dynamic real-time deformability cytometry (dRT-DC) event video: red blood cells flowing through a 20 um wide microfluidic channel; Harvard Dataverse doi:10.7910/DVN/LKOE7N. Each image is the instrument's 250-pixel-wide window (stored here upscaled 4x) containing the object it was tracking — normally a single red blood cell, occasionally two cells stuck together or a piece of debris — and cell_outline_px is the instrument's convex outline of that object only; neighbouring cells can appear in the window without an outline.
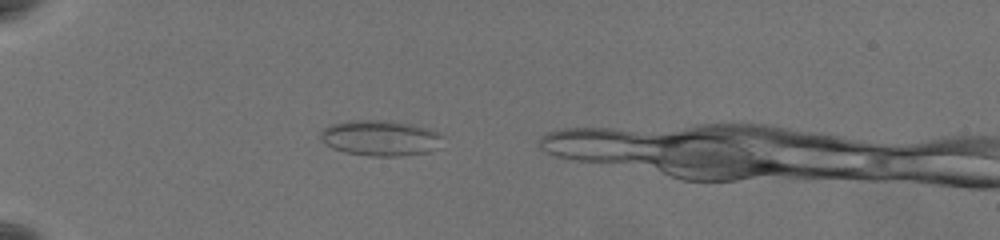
{"species": "common noctule bat (a hibernating species)", "species_latin": "Nyctalus noctula", "temperature_condition": "warm", "stored_images_in_passage": 35, "camera_frame_rate_fps": 3000, "um_per_image_px": 0.085, "animal": {"sex": "female", "body_mass_g": 19.5, "forearm_length_mm": 54.1}, "frame": {"image": 1, "passage_image": 1, "time_ms": 0.0, "image_size_px": [1000, 240], "cell_outline_px": [[440, 136], [436, 148], [428, 152], [400, 156], [372, 156], [344, 152], [332, 148], [320, 140], [320, 132], [324, 128], [332, 124], [352, 120], [392, 120], [428, 128], [436, 132]], "centroid_in_image_um": [32.26, 11.73], "position_along_channel_um": 52.7, "area_um2": 25.14}}
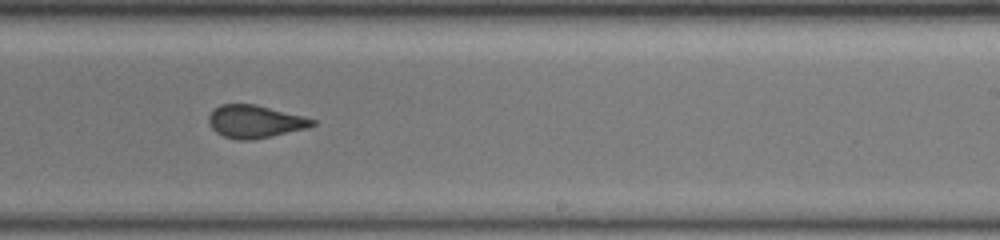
{"frame": {"image": 2, "passage_image": 21, "time_ms": 6.667, "image_size_px": [1000, 240], "cell_outline_px": [[316, 124], [308, 128], [272, 136], [252, 140], [236, 140], [224, 136], [216, 132], [212, 128], [208, 120], [208, 116], [220, 104], [256, 104], [304, 116], [316, 120]], "centroid_in_image_um": [21.69, 10.33], "position_along_channel_um": 267.3, "area_um2": 19.83}}
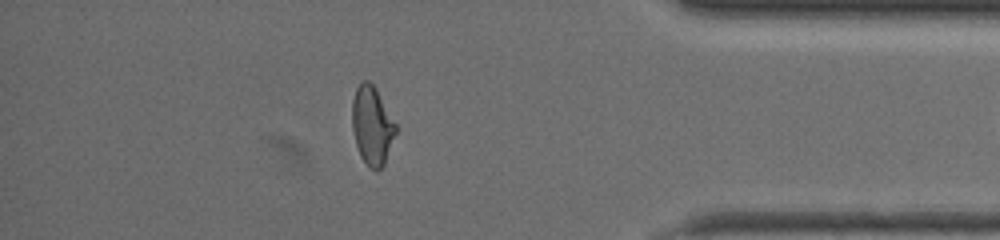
{"frame": {"image": 3, "passage_image": 34, "time_ms": 11.0, "image_size_px": [1000, 240], "cell_outline_px": [[396, 132], [384, 164], [376, 172], [368, 168], [360, 156], [356, 144], [352, 128], [352, 100], [356, 88], [364, 80], [368, 80], [376, 88], [396, 124]], "centroid_in_image_um": [31.61, 10.69], "position_along_channel_um": 403.6, "area_um2": 19.94}}